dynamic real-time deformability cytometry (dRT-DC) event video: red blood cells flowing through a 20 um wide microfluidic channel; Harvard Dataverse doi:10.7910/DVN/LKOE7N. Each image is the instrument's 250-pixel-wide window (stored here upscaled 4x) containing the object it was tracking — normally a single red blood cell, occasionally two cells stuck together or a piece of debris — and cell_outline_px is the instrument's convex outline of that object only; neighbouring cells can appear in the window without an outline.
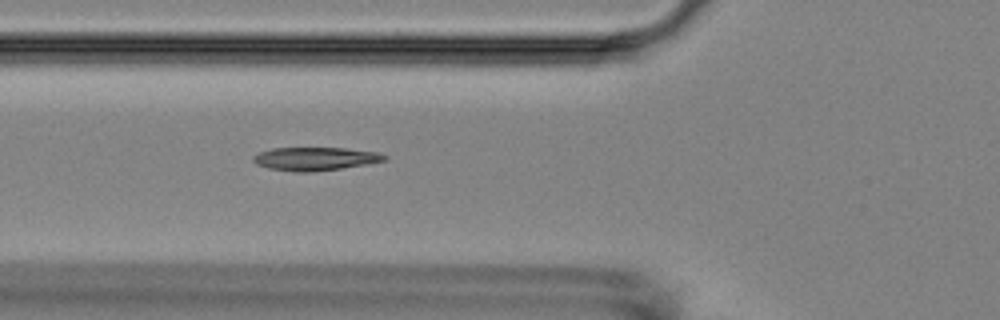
{"species": "Egyptian fruit bat (a non-hibernating species)", "species_latin": "Rousettus aegyptiacus", "temperature_condition": "room temperature", "stored_images_in_passage": 4, "segment_of_instrument_passage": [1, 2], "camera_frame_rate_fps": 3000, "um_per_image_px": 0.085, "animal": {"sex": "female"}, "frame": {"image": 1, "passage_image": 3, "time_ms": 2.333, "image_size_px": [1000, 320], "cell_outline_px": [[388, 160], [340, 168], [312, 172], [296, 172], [268, 168], [256, 164], [252, 160], [252, 156], [260, 152], [272, 148], [344, 148], [376, 152], [388, 156]], "centroid_in_image_um": [26.76, 13.49], "position_along_channel_um": 99.0, "area_um2": 17.69}}